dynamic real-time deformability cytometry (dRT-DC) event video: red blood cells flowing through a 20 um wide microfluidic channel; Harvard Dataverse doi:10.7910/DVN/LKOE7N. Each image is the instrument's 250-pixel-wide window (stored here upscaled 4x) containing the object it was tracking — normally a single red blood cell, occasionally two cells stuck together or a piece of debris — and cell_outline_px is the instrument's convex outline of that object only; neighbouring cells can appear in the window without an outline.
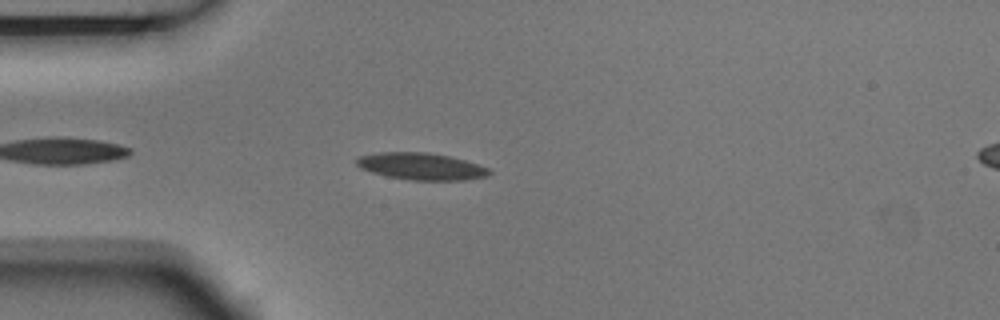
{"species": "Egyptian fruit bat (a non-hibernating species)", "species_latin": "Rousettus aegyptiacus", "temperature_condition": "room temperature", "stored_images_in_passage": 5, "camera_frame_rate_fps": 3000, "um_per_image_px": 0.085, "animal": {"sex": "male"}, "frame": {"image": 1, "passage_image": 5, "time_ms": 1.333, "image_size_px": [1000, 320], "cell_outline_px": [[492, 172], [488, 176], [464, 180], [412, 180], [388, 176], [372, 172], [360, 168], [356, 164], [356, 160], [360, 156], [380, 152], [428, 152], [448, 156], [464, 160], [488, 168]], "centroid_in_image_um": [35.8, 14.14], "position_along_channel_um": 49.2, "area_um2": 20.63}}